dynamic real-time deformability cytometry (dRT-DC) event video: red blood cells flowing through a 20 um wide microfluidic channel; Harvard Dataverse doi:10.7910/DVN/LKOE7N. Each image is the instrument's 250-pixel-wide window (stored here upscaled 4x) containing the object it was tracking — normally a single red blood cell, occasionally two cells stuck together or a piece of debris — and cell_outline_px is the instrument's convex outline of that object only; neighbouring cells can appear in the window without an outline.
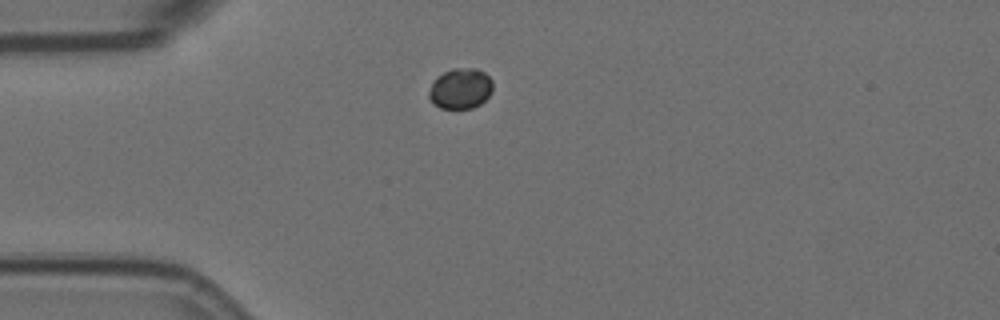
{"species": "Egyptian fruit bat (a non-hibernating species)", "species_latin": "Rousettus aegyptiacus", "temperature_condition": "room temperature", "stored_images_in_passage": 3, "camera_frame_rate_fps": 3000, "um_per_image_px": 0.085, "animal": {"sex": "female"}, "frame": {"image": 1, "passage_image": 1, "time_ms": 0.0, "image_size_px": [1000, 320], "cell_outline_px": [[492, 92], [480, 104], [472, 108], [440, 108], [432, 104], [428, 96], [428, 92], [436, 76], [452, 68], [476, 68], [484, 72], [492, 80]], "centroid_in_image_um": [39.12, 7.52], "position_along_channel_um": 45.9, "area_um2": 15.2}}
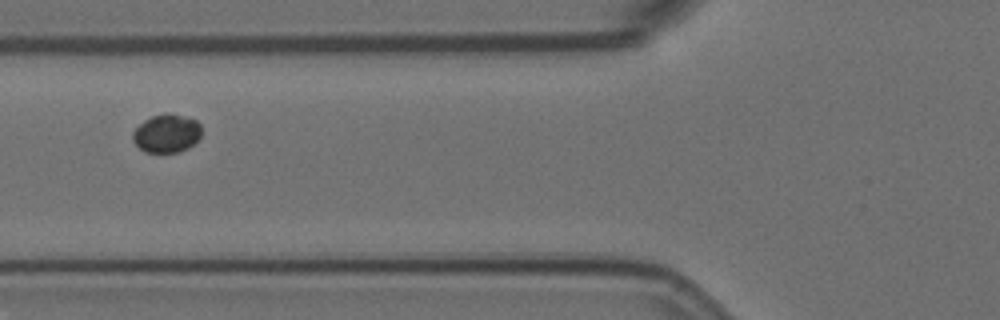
{"frame": {"image": 2, "passage_image": 3, "time_ms": 0.667, "image_size_px": [1000, 320], "cell_outline_px": [[200, 136], [188, 148], [180, 152], [144, 152], [132, 140], [132, 132], [144, 120], [152, 116], [168, 112], [172, 112], [196, 120], [200, 124]], "centroid_in_image_um": [14.15, 11.32], "position_along_channel_um": 111.7, "area_um2": 15.37}}